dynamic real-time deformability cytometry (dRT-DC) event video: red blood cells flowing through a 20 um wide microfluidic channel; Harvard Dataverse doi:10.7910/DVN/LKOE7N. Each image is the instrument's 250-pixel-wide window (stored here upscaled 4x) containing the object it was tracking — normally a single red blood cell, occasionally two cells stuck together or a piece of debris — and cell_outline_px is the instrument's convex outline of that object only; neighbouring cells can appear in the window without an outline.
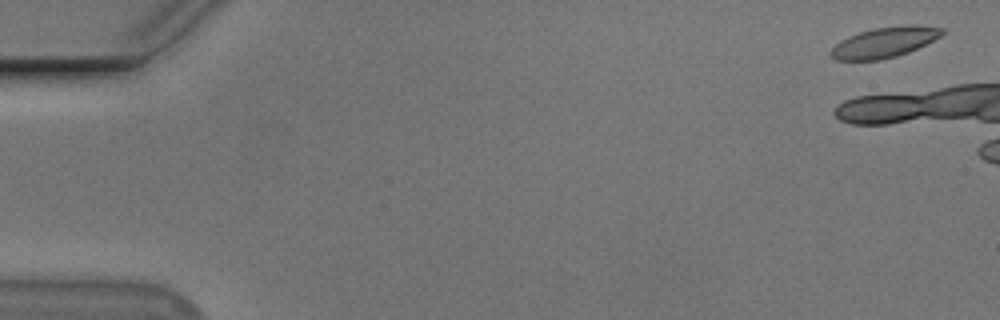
{"species": "Egyptian fruit bat (a non-hibernating species)", "species_latin": "Rousettus aegyptiacus", "temperature_condition": "cold", "stored_images_in_passage": 8, "camera_frame_rate_fps": 3000, "um_per_image_px": 0.085, "animal": {"sex": "male"}, "frame": {"image": 1, "passage_image": 1, "time_ms": 0.0, "image_size_px": [1000, 320], "cell_outline_px": [[944, 32], [940, 36], [908, 52], [896, 56], [880, 60], [836, 60], [828, 52], [840, 40], [848, 36], [872, 28], [912, 24], [916, 24], [944, 28]], "centroid_in_image_um": [75.16, 3.59], "position_along_channel_um": 9.8, "area_um2": 19.65}}